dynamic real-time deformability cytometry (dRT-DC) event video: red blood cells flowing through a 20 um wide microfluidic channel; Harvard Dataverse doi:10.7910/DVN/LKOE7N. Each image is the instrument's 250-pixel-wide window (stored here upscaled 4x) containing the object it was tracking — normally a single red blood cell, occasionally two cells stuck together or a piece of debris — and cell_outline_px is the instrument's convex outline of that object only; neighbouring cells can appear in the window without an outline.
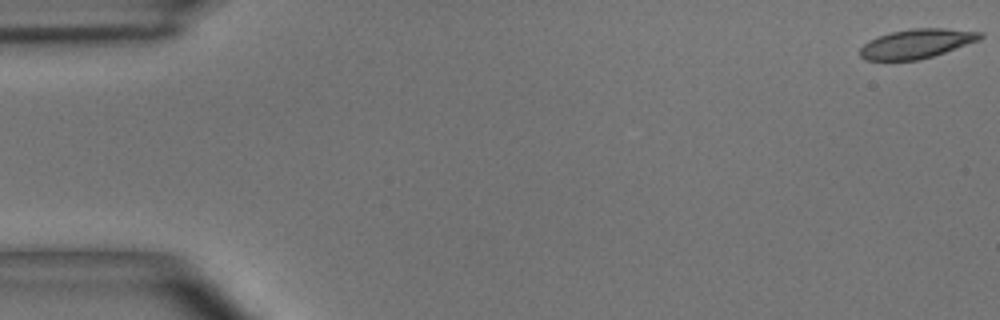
{"species": "common noctule bat (a hibernating species)", "species_latin": "Nyctalus noctula", "temperature_condition": "room temperature", "stored_images_in_passage": 5, "camera_frame_rate_fps": 3000, "um_per_image_px": 0.085, "animal": {"sex": "male", "body_mass_g": 15.6}, "frame": {"image": 1, "passage_image": 1, "time_ms": 0.0, "image_size_px": [1000, 320], "cell_outline_px": [[984, 36], [980, 40], [920, 60], [864, 60], [860, 56], [860, 48], [868, 40], [892, 32], [912, 28], [944, 28], [984, 32]], "centroid_in_image_um": [77.93, 3.71], "position_along_channel_um": 7.1, "area_um2": 20.46}}
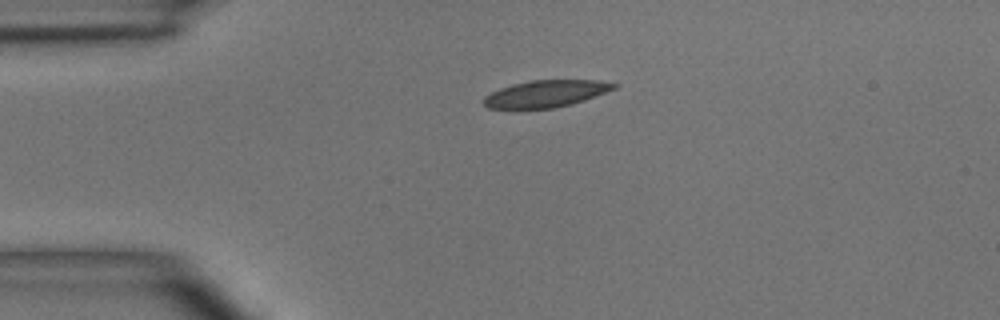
{"frame": {"image": 2, "passage_image": 4, "time_ms": 3.667, "image_size_px": [1000, 320], "cell_outline_px": [[620, 84], [616, 88], [596, 96], [572, 104], [552, 108], [488, 108], [484, 104], [484, 96], [500, 88], [512, 84], [528, 80], [596, 80]], "centroid_in_image_um": [46.42, 7.95], "position_along_channel_um": 38.6, "area_um2": 20.35}}